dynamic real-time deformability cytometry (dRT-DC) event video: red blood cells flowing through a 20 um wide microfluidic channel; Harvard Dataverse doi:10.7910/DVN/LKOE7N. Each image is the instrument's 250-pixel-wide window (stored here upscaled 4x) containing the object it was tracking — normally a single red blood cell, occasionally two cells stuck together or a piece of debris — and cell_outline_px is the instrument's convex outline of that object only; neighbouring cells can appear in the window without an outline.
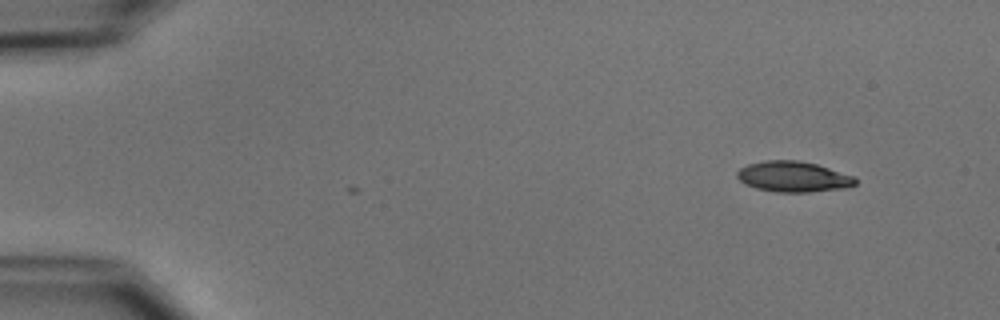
{"species": "common noctule bat (a hibernating species)", "species_latin": "Nyctalus noctula", "temperature_condition": "cold", "stored_images_in_passage": 2, "camera_frame_rate_fps": 3000, "um_per_image_px": 0.085, "animal": {"sex": "male", "body_mass_g": 15.6}, "frame": {"image": 1, "passage_image": 2, "time_ms": 0.333, "image_size_px": [1000, 320], "cell_outline_px": [[856, 184], [844, 188], [808, 192], [776, 192], [756, 188], [744, 184], [736, 176], [736, 172], [740, 168], [748, 164], [764, 160], [796, 160], [816, 164], [856, 176]], "centroid_in_image_um": [67.42, 15.01], "position_along_channel_um": 17.6, "area_um2": 21.15}}